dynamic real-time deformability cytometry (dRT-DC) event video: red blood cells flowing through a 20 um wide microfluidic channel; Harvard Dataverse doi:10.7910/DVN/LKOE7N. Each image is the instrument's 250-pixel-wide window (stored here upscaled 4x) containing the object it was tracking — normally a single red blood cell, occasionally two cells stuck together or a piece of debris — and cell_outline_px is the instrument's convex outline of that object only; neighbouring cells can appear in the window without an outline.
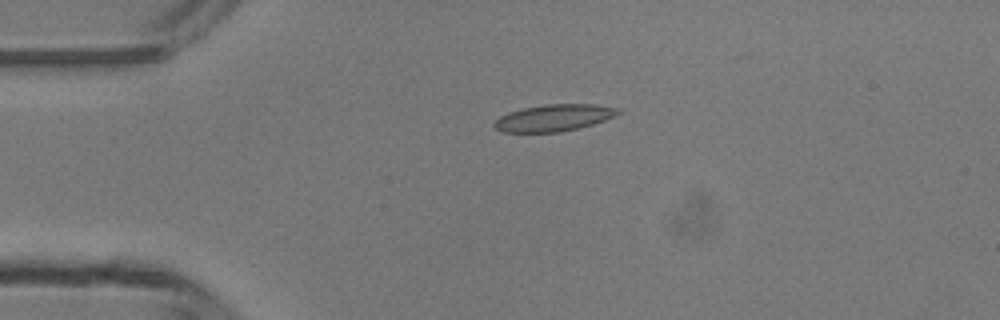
{"species": "common noctule bat (a hibernating species)", "species_latin": "Nyctalus noctula", "temperature_condition": "room temperature", "stored_images_in_passage": 3, "camera_frame_rate_fps": 3000, "um_per_image_px": 0.085, "animal": {"sex": "male", "body_mass_g": 13.3}, "frame": {"image": 1, "passage_image": 1, "time_ms": 0.0, "image_size_px": [1000, 320], "cell_outline_px": [[620, 112], [604, 120], [580, 128], [560, 132], [504, 132], [496, 128], [492, 124], [500, 116], [508, 112], [520, 108], [548, 104], [596, 104], [620, 108]], "centroid_in_image_um": [47.06, 10.01], "position_along_channel_um": 37.9, "area_um2": 19.31}}
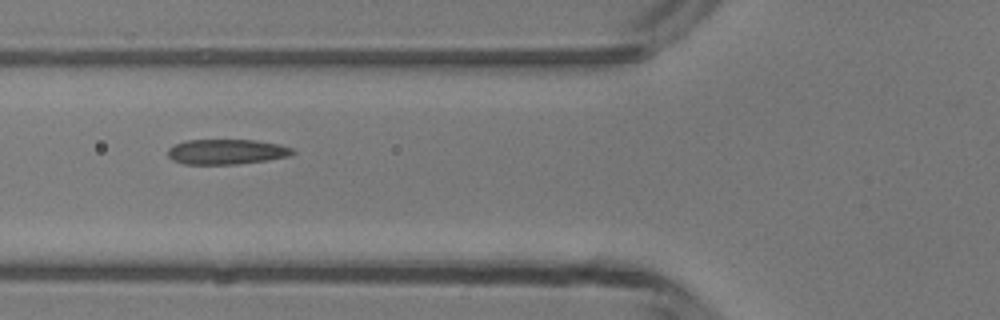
{"frame": {"image": 2, "passage_image": 3, "time_ms": 2.333, "image_size_px": [1000, 320], "cell_outline_px": [[296, 152], [288, 156], [268, 160], [236, 164], [184, 164], [172, 160], [168, 156], [168, 148], [184, 140], [256, 140], [280, 144], [292, 148]], "centroid_in_image_um": [19.26, 12.89], "position_along_channel_um": 106.5, "area_um2": 18.32}}